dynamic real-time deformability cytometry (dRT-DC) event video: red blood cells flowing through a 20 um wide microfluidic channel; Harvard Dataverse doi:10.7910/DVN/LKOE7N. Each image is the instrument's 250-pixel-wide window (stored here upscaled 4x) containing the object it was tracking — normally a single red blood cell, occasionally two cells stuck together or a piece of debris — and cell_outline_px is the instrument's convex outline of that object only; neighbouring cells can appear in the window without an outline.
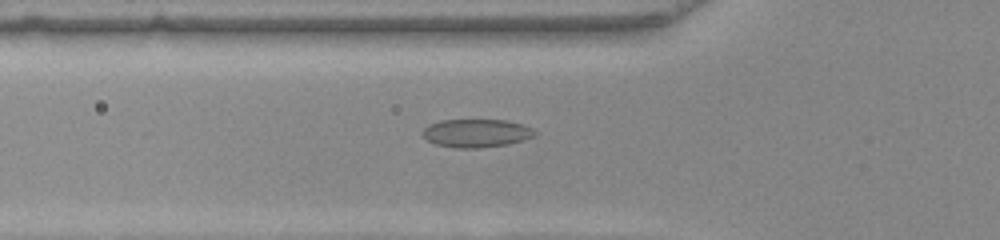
{"species": "common noctule bat (a hibernating species)", "species_latin": "Nyctalus noctula", "temperature_condition": "warm", "stored_images_in_passage": 40, "camera_frame_rate_fps": 3000, "um_per_image_px": 0.085, "animal": {"sex": "female", "body_mass_g": 22.0, "forearm_length_mm": 56.7}, "frame": {"image": 1, "passage_image": 6, "time_ms": 1.667, "image_size_px": [1000, 240], "cell_outline_px": [[536, 136], [504, 144], [476, 148], [460, 148], [436, 144], [428, 140], [420, 132], [428, 124], [440, 120], [508, 120], [532, 128], [536, 132]], "centroid_in_image_um": [40.45, 11.3], "position_along_channel_um": 85.4, "area_um2": 18.21}}
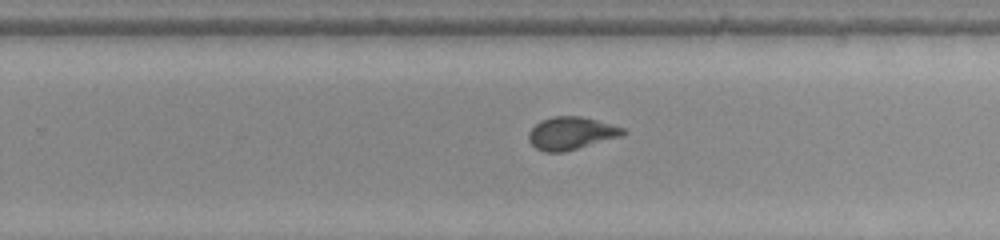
{"frame": {"image": 2, "passage_image": 21, "time_ms": 6.667, "image_size_px": [1000, 240], "cell_outline_px": [[628, 132], [624, 136], [564, 152], [544, 152], [536, 148], [528, 140], [528, 132], [540, 120], [552, 116], [580, 116], [596, 120], [624, 128]], "centroid_in_image_um": [48.56, 11.33], "position_along_channel_um": 281.2, "area_um2": 18.15}}
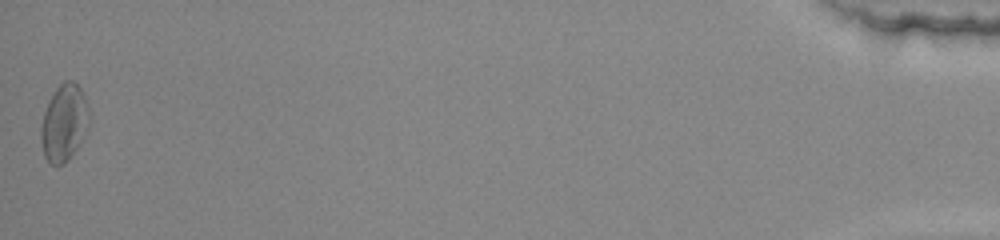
{"frame": {"image": 3, "passage_image": 40, "time_ms": 13.0, "image_size_px": [1000, 240], "cell_outline_px": [[88, 128], [76, 148], [68, 160], [64, 164], [52, 164], [44, 156], [40, 136], [40, 128], [44, 112], [48, 100], [56, 88], [64, 80], [72, 80], [80, 88], [84, 96], [88, 108]], "centroid_in_image_um": [5.42, 10.42], "position_along_channel_um": 429.8, "area_um2": 21.33}, "authors_computed_cell_mechanics": {"area_um2": 18.1492, "velocity_mm_per_s": 3.9286, "shape_relaxation_time_tau1_ms": 8.271, "shape_relaxation_time_tau2_ms": 2.0117, "deformation_change_tau1": 0.1906, "deformation_change_tau2": 0.0752}}